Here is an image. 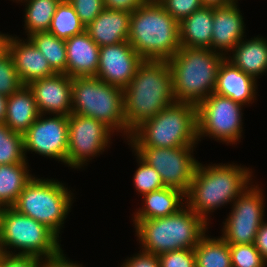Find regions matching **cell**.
<instances>
[{"label":"cell","instance_id":"obj_33","mask_svg":"<svg viewBox=\"0 0 267 267\" xmlns=\"http://www.w3.org/2000/svg\"><path fill=\"white\" fill-rule=\"evenodd\" d=\"M232 267H266L267 262L252 244H229Z\"/></svg>","mask_w":267,"mask_h":267},{"label":"cell","instance_id":"obj_29","mask_svg":"<svg viewBox=\"0 0 267 267\" xmlns=\"http://www.w3.org/2000/svg\"><path fill=\"white\" fill-rule=\"evenodd\" d=\"M28 39L39 49L56 73L67 74V54L65 40L50 32H38Z\"/></svg>","mask_w":267,"mask_h":267},{"label":"cell","instance_id":"obj_17","mask_svg":"<svg viewBox=\"0 0 267 267\" xmlns=\"http://www.w3.org/2000/svg\"><path fill=\"white\" fill-rule=\"evenodd\" d=\"M8 53L12 57L23 86L56 74L48 60L28 38L24 41L11 35L8 42Z\"/></svg>","mask_w":267,"mask_h":267},{"label":"cell","instance_id":"obj_13","mask_svg":"<svg viewBox=\"0 0 267 267\" xmlns=\"http://www.w3.org/2000/svg\"><path fill=\"white\" fill-rule=\"evenodd\" d=\"M259 185L251 184L232 203V210L223 222L222 235L228 244H252L264 221V196Z\"/></svg>","mask_w":267,"mask_h":267},{"label":"cell","instance_id":"obj_11","mask_svg":"<svg viewBox=\"0 0 267 267\" xmlns=\"http://www.w3.org/2000/svg\"><path fill=\"white\" fill-rule=\"evenodd\" d=\"M195 146L174 148L131 147L133 152L153 167L166 187L188 192L198 161L193 157Z\"/></svg>","mask_w":267,"mask_h":267},{"label":"cell","instance_id":"obj_41","mask_svg":"<svg viewBox=\"0 0 267 267\" xmlns=\"http://www.w3.org/2000/svg\"><path fill=\"white\" fill-rule=\"evenodd\" d=\"M42 267H83L82 264L73 263L69 261L63 250L57 253L54 256L46 257L42 259Z\"/></svg>","mask_w":267,"mask_h":267},{"label":"cell","instance_id":"obj_3","mask_svg":"<svg viewBox=\"0 0 267 267\" xmlns=\"http://www.w3.org/2000/svg\"><path fill=\"white\" fill-rule=\"evenodd\" d=\"M128 42L144 60L168 61L180 49L179 22L157 0L131 13Z\"/></svg>","mask_w":267,"mask_h":267},{"label":"cell","instance_id":"obj_28","mask_svg":"<svg viewBox=\"0 0 267 267\" xmlns=\"http://www.w3.org/2000/svg\"><path fill=\"white\" fill-rule=\"evenodd\" d=\"M25 3L24 28L27 38L38 32H48L61 0H19Z\"/></svg>","mask_w":267,"mask_h":267},{"label":"cell","instance_id":"obj_32","mask_svg":"<svg viewBox=\"0 0 267 267\" xmlns=\"http://www.w3.org/2000/svg\"><path fill=\"white\" fill-rule=\"evenodd\" d=\"M137 156L138 168L134 173L133 183L138 194L142 196L152 191L160 190L166 187L162 181L159 173L145 161H143L135 152Z\"/></svg>","mask_w":267,"mask_h":267},{"label":"cell","instance_id":"obj_22","mask_svg":"<svg viewBox=\"0 0 267 267\" xmlns=\"http://www.w3.org/2000/svg\"><path fill=\"white\" fill-rule=\"evenodd\" d=\"M214 7L203 6L179 23L180 45L211 49Z\"/></svg>","mask_w":267,"mask_h":267},{"label":"cell","instance_id":"obj_37","mask_svg":"<svg viewBox=\"0 0 267 267\" xmlns=\"http://www.w3.org/2000/svg\"><path fill=\"white\" fill-rule=\"evenodd\" d=\"M160 267H196L194 249H179L158 255Z\"/></svg>","mask_w":267,"mask_h":267},{"label":"cell","instance_id":"obj_26","mask_svg":"<svg viewBox=\"0 0 267 267\" xmlns=\"http://www.w3.org/2000/svg\"><path fill=\"white\" fill-rule=\"evenodd\" d=\"M27 161L0 165V208L12 207L25 186L34 177L29 173Z\"/></svg>","mask_w":267,"mask_h":267},{"label":"cell","instance_id":"obj_36","mask_svg":"<svg viewBox=\"0 0 267 267\" xmlns=\"http://www.w3.org/2000/svg\"><path fill=\"white\" fill-rule=\"evenodd\" d=\"M85 28L105 9L103 0H68Z\"/></svg>","mask_w":267,"mask_h":267},{"label":"cell","instance_id":"obj_16","mask_svg":"<svg viewBox=\"0 0 267 267\" xmlns=\"http://www.w3.org/2000/svg\"><path fill=\"white\" fill-rule=\"evenodd\" d=\"M27 86L34 95L39 114L69 116L72 113V78L67 74L56 73Z\"/></svg>","mask_w":267,"mask_h":267},{"label":"cell","instance_id":"obj_42","mask_svg":"<svg viewBox=\"0 0 267 267\" xmlns=\"http://www.w3.org/2000/svg\"><path fill=\"white\" fill-rule=\"evenodd\" d=\"M254 246L267 262V222L263 221L256 234Z\"/></svg>","mask_w":267,"mask_h":267},{"label":"cell","instance_id":"obj_7","mask_svg":"<svg viewBox=\"0 0 267 267\" xmlns=\"http://www.w3.org/2000/svg\"><path fill=\"white\" fill-rule=\"evenodd\" d=\"M72 113L96 119L126 140L131 136L124 116L123 89L95 76L72 78Z\"/></svg>","mask_w":267,"mask_h":267},{"label":"cell","instance_id":"obj_38","mask_svg":"<svg viewBox=\"0 0 267 267\" xmlns=\"http://www.w3.org/2000/svg\"><path fill=\"white\" fill-rule=\"evenodd\" d=\"M0 267H42V259L34 256L0 253Z\"/></svg>","mask_w":267,"mask_h":267},{"label":"cell","instance_id":"obj_2","mask_svg":"<svg viewBox=\"0 0 267 267\" xmlns=\"http://www.w3.org/2000/svg\"><path fill=\"white\" fill-rule=\"evenodd\" d=\"M250 170L241 164L220 163L205 166L199 162L185 194L186 205L209 224L208 215L213 210L233 203L251 185Z\"/></svg>","mask_w":267,"mask_h":267},{"label":"cell","instance_id":"obj_20","mask_svg":"<svg viewBox=\"0 0 267 267\" xmlns=\"http://www.w3.org/2000/svg\"><path fill=\"white\" fill-rule=\"evenodd\" d=\"M67 75L71 78L96 76L100 47L84 31L65 40Z\"/></svg>","mask_w":267,"mask_h":267},{"label":"cell","instance_id":"obj_24","mask_svg":"<svg viewBox=\"0 0 267 267\" xmlns=\"http://www.w3.org/2000/svg\"><path fill=\"white\" fill-rule=\"evenodd\" d=\"M36 101L28 86L8 96L5 125L13 132L24 134L39 116Z\"/></svg>","mask_w":267,"mask_h":267},{"label":"cell","instance_id":"obj_4","mask_svg":"<svg viewBox=\"0 0 267 267\" xmlns=\"http://www.w3.org/2000/svg\"><path fill=\"white\" fill-rule=\"evenodd\" d=\"M141 250L160 255L179 249H194L209 226L187 205L177 213L154 219H133Z\"/></svg>","mask_w":267,"mask_h":267},{"label":"cell","instance_id":"obj_10","mask_svg":"<svg viewBox=\"0 0 267 267\" xmlns=\"http://www.w3.org/2000/svg\"><path fill=\"white\" fill-rule=\"evenodd\" d=\"M243 105L212 93L197 105V138L207 137L235 144L242 137Z\"/></svg>","mask_w":267,"mask_h":267},{"label":"cell","instance_id":"obj_25","mask_svg":"<svg viewBox=\"0 0 267 267\" xmlns=\"http://www.w3.org/2000/svg\"><path fill=\"white\" fill-rule=\"evenodd\" d=\"M143 207L134 213L133 219H154L177 213L186 205L185 193L172 187L144 194Z\"/></svg>","mask_w":267,"mask_h":267},{"label":"cell","instance_id":"obj_21","mask_svg":"<svg viewBox=\"0 0 267 267\" xmlns=\"http://www.w3.org/2000/svg\"><path fill=\"white\" fill-rule=\"evenodd\" d=\"M131 13L105 8L85 31L99 46L128 41Z\"/></svg>","mask_w":267,"mask_h":267},{"label":"cell","instance_id":"obj_1","mask_svg":"<svg viewBox=\"0 0 267 267\" xmlns=\"http://www.w3.org/2000/svg\"><path fill=\"white\" fill-rule=\"evenodd\" d=\"M126 127L132 132L173 104V76L168 61L144 60L123 90Z\"/></svg>","mask_w":267,"mask_h":267},{"label":"cell","instance_id":"obj_5","mask_svg":"<svg viewBox=\"0 0 267 267\" xmlns=\"http://www.w3.org/2000/svg\"><path fill=\"white\" fill-rule=\"evenodd\" d=\"M225 58L211 49L181 46L168 60L175 100L197 106L214 93L218 70Z\"/></svg>","mask_w":267,"mask_h":267},{"label":"cell","instance_id":"obj_19","mask_svg":"<svg viewBox=\"0 0 267 267\" xmlns=\"http://www.w3.org/2000/svg\"><path fill=\"white\" fill-rule=\"evenodd\" d=\"M256 83L255 78L244 73L225 58L218 70L214 93L245 106V104H252L256 99L258 88Z\"/></svg>","mask_w":267,"mask_h":267},{"label":"cell","instance_id":"obj_30","mask_svg":"<svg viewBox=\"0 0 267 267\" xmlns=\"http://www.w3.org/2000/svg\"><path fill=\"white\" fill-rule=\"evenodd\" d=\"M84 31L85 26L81 23L71 3L68 0H61L56 8L48 32L59 39L67 40Z\"/></svg>","mask_w":267,"mask_h":267},{"label":"cell","instance_id":"obj_27","mask_svg":"<svg viewBox=\"0 0 267 267\" xmlns=\"http://www.w3.org/2000/svg\"><path fill=\"white\" fill-rule=\"evenodd\" d=\"M194 252L196 267H232L229 244L221 237L210 238L205 233Z\"/></svg>","mask_w":267,"mask_h":267},{"label":"cell","instance_id":"obj_34","mask_svg":"<svg viewBox=\"0 0 267 267\" xmlns=\"http://www.w3.org/2000/svg\"><path fill=\"white\" fill-rule=\"evenodd\" d=\"M22 86L23 84L18 77L12 57L7 52L0 57V95L10 96Z\"/></svg>","mask_w":267,"mask_h":267},{"label":"cell","instance_id":"obj_15","mask_svg":"<svg viewBox=\"0 0 267 267\" xmlns=\"http://www.w3.org/2000/svg\"><path fill=\"white\" fill-rule=\"evenodd\" d=\"M144 59L128 41L100 47L96 76L105 83L125 89Z\"/></svg>","mask_w":267,"mask_h":267},{"label":"cell","instance_id":"obj_18","mask_svg":"<svg viewBox=\"0 0 267 267\" xmlns=\"http://www.w3.org/2000/svg\"><path fill=\"white\" fill-rule=\"evenodd\" d=\"M237 4L214 7L211 50L224 56L228 52L231 53L232 49L246 36L244 18Z\"/></svg>","mask_w":267,"mask_h":267},{"label":"cell","instance_id":"obj_9","mask_svg":"<svg viewBox=\"0 0 267 267\" xmlns=\"http://www.w3.org/2000/svg\"><path fill=\"white\" fill-rule=\"evenodd\" d=\"M72 194L62 182L34 176L12 208L45 225L59 237L71 210Z\"/></svg>","mask_w":267,"mask_h":267},{"label":"cell","instance_id":"obj_14","mask_svg":"<svg viewBox=\"0 0 267 267\" xmlns=\"http://www.w3.org/2000/svg\"><path fill=\"white\" fill-rule=\"evenodd\" d=\"M23 144L26 159V152L32 151L66 164L68 116L53 114V117H45V114H40L23 134Z\"/></svg>","mask_w":267,"mask_h":267},{"label":"cell","instance_id":"obj_12","mask_svg":"<svg viewBox=\"0 0 267 267\" xmlns=\"http://www.w3.org/2000/svg\"><path fill=\"white\" fill-rule=\"evenodd\" d=\"M113 131L91 117L71 113L68 116V150L66 165L80 169L109 148ZM86 164V165H85Z\"/></svg>","mask_w":267,"mask_h":267},{"label":"cell","instance_id":"obj_31","mask_svg":"<svg viewBox=\"0 0 267 267\" xmlns=\"http://www.w3.org/2000/svg\"><path fill=\"white\" fill-rule=\"evenodd\" d=\"M26 161L23 135L0 124V165L18 164Z\"/></svg>","mask_w":267,"mask_h":267},{"label":"cell","instance_id":"obj_45","mask_svg":"<svg viewBox=\"0 0 267 267\" xmlns=\"http://www.w3.org/2000/svg\"><path fill=\"white\" fill-rule=\"evenodd\" d=\"M8 96L0 95V124L5 123Z\"/></svg>","mask_w":267,"mask_h":267},{"label":"cell","instance_id":"obj_39","mask_svg":"<svg viewBox=\"0 0 267 267\" xmlns=\"http://www.w3.org/2000/svg\"><path fill=\"white\" fill-rule=\"evenodd\" d=\"M120 267H160L157 255L144 252L142 250L133 257L124 260Z\"/></svg>","mask_w":267,"mask_h":267},{"label":"cell","instance_id":"obj_23","mask_svg":"<svg viewBox=\"0 0 267 267\" xmlns=\"http://www.w3.org/2000/svg\"><path fill=\"white\" fill-rule=\"evenodd\" d=\"M231 52L226 59L256 80L267 71V40L262 36L243 38Z\"/></svg>","mask_w":267,"mask_h":267},{"label":"cell","instance_id":"obj_35","mask_svg":"<svg viewBox=\"0 0 267 267\" xmlns=\"http://www.w3.org/2000/svg\"><path fill=\"white\" fill-rule=\"evenodd\" d=\"M179 23L194 11L203 7L200 0H157Z\"/></svg>","mask_w":267,"mask_h":267},{"label":"cell","instance_id":"obj_8","mask_svg":"<svg viewBox=\"0 0 267 267\" xmlns=\"http://www.w3.org/2000/svg\"><path fill=\"white\" fill-rule=\"evenodd\" d=\"M61 250L59 237L51 229L12 207L0 209V253L43 259Z\"/></svg>","mask_w":267,"mask_h":267},{"label":"cell","instance_id":"obj_46","mask_svg":"<svg viewBox=\"0 0 267 267\" xmlns=\"http://www.w3.org/2000/svg\"><path fill=\"white\" fill-rule=\"evenodd\" d=\"M233 3H238V0H231Z\"/></svg>","mask_w":267,"mask_h":267},{"label":"cell","instance_id":"obj_44","mask_svg":"<svg viewBox=\"0 0 267 267\" xmlns=\"http://www.w3.org/2000/svg\"><path fill=\"white\" fill-rule=\"evenodd\" d=\"M11 35L0 32V57L8 52V42Z\"/></svg>","mask_w":267,"mask_h":267},{"label":"cell","instance_id":"obj_43","mask_svg":"<svg viewBox=\"0 0 267 267\" xmlns=\"http://www.w3.org/2000/svg\"><path fill=\"white\" fill-rule=\"evenodd\" d=\"M203 6L207 7H221L232 4L231 0H200Z\"/></svg>","mask_w":267,"mask_h":267},{"label":"cell","instance_id":"obj_40","mask_svg":"<svg viewBox=\"0 0 267 267\" xmlns=\"http://www.w3.org/2000/svg\"><path fill=\"white\" fill-rule=\"evenodd\" d=\"M146 1L147 0H103V3L104 8L132 13Z\"/></svg>","mask_w":267,"mask_h":267},{"label":"cell","instance_id":"obj_6","mask_svg":"<svg viewBox=\"0 0 267 267\" xmlns=\"http://www.w3.org/2000/svg\"><path fill=\"white\" fill-rule=\"evenodd\" d=\"M127 142L131 147L195 146L198 144L197 106L175 101L141 123Z\"/></svg>","mask_w":267,"mask_h":267}]
</instances>
